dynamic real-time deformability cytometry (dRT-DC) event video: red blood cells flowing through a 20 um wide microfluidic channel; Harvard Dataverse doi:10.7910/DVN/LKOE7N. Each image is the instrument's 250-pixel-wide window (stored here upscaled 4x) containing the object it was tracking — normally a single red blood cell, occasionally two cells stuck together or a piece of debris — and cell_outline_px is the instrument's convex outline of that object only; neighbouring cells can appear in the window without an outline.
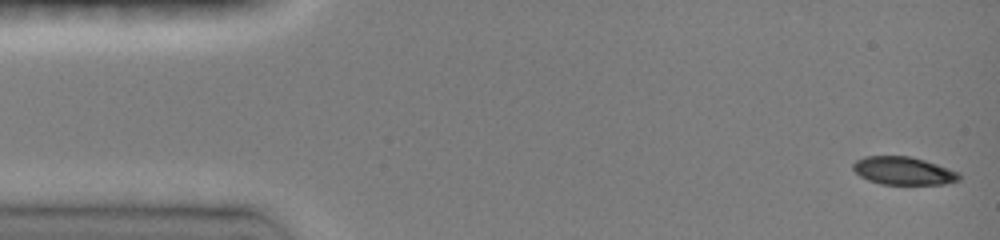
{"species": "common noctule bat (a hibernating species)", "species_latin": "Nyctalus noctula", "temperature_condition": "room temperature", "stored_images_in_passage": 32, "camera_frame_rate_fps": 3000, "um_per_image_px": 0.085, "animal": {"sex": "female", "body_mass_g": 19.0, "forearm_length_mm": 51.5}, "frame": {"image": 1, "passage_image": 1, "time_ms": 0.0, "image_size_px": [1000, 240], "cell_outline_px": [[960, 180], [944, 184], [880, 184], [868, 180], [860, 176], [852, 168], [852, 164], [856, 160], [864, 156], [908, 156], [924, 160], [960, 172]], "centroid_in_image_um": [76.78, 14.52], "position_along_channel_um": 8.2, "area_um2": 17.28}}
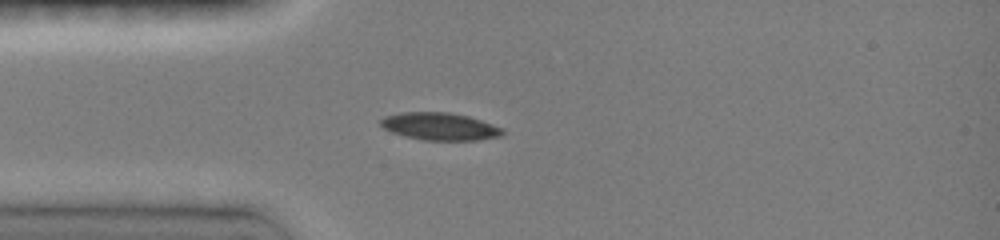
{"frame": {"image": 2, "passage_image": 18, "time_ms": 3.667, "image_size_px": [1000, 240], "cell_outline_px": [[504, 132], [500, 136], [476, 140], [420, 140], [404, 136], [392, 132], [384, 128], [380, 124], [380, 120], [384, 116], [400, 112], [448, 112], [468, 116], [504, 128]], "centroid_in_image_um": [37.36, 10.74], "position_along_channel_um": 47.6, "area_um2": 19.54}}
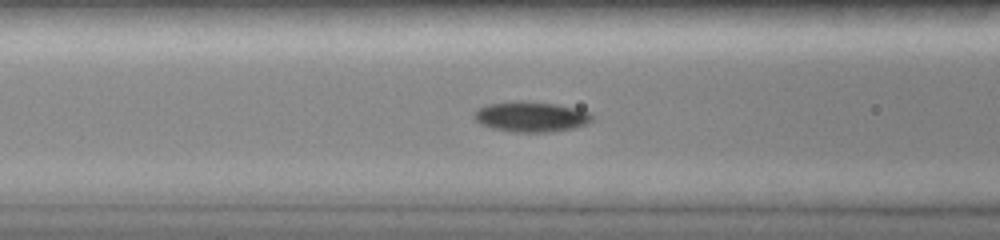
{"frame": {"image": 3, "passage_image": 27, "time_ms": 5.667, "image_size_px": [1000, 240], "cell_outline_px": [[592, 120], [588, 124], [576, 128], [548, 132], [512, 132], [492, 128], [480, 124], [472, 116], [472, 112], [476, 108], [488, 104], [516, 100], [524, 100], [556, 104], [592, 112]], "centroid_in_image_um": [45.11, 9.91], "position_along_channel_um": 121.5, "area_um2": 21.27}}